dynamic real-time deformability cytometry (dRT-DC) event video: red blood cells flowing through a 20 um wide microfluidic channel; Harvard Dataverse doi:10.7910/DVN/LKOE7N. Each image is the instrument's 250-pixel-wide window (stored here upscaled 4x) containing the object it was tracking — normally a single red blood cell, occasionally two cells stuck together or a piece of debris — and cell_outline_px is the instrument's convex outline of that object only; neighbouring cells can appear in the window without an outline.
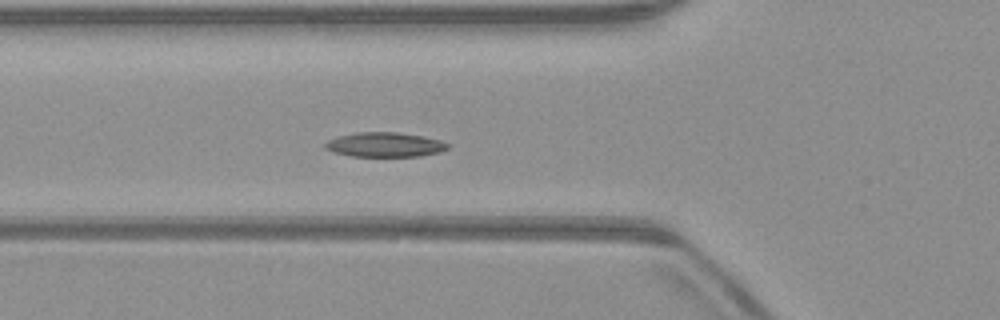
{"species": "common noctule bat (a hibernating species)", "species_latin": "Nyctalus noctula", "temperature_condition": "warm", "stored_images_in_passage": 54, "camera_frame_rate_fps": 3000, "um_per_image_px": 0.085, "animal": {"sex": "male", "body_mass_g": 23.1, "forearm_length_mm": 52.7}, "frame": {"image": 1, "passage_image": 19, "time_ms": 6.0, "image_size_px": [1000, 320], "cell_outline_px": [[448, 148], [440, 152], [420, 156], [348, 156], [332, 152], [324, 148], [324, 144], [328, 140], [336, 136], [356, 132], [396, 132], [424, 136], [440, 140], [448, 144]], "centroid_in_image_um": [32.66, 12.29], "position_along_channel_um": 93.1, "area_um2": 17.69}}
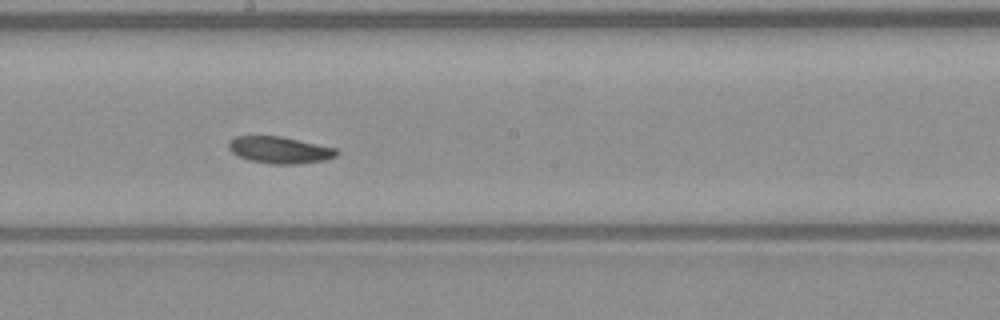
{"frame": {"image": 2, "passage_image": 29, "time_ms": 9.333, "image_size_px": [1000, 320], "cell_outline_px": [[340, 152], [336, 156], [324, 160], [300, 164], [272, 164], [248, 160], [232, 152], [228, 148], [228, 144], [236, 136], [280, 136], [336, 148]], "centroid_in_image_um": [23.8, 12.75], "position_along_channel_um": 224.4, "area_um2": 16.76}}
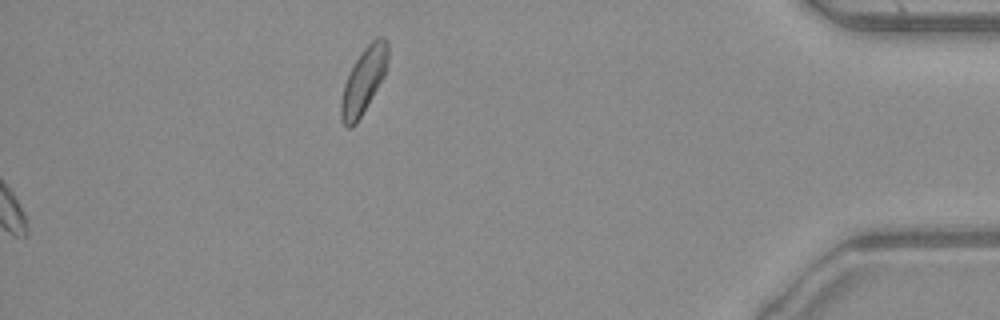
{"frame": {"image": 3, "passage_image": 54, "time_ms": 17.667, "image_size_px": [1000, 320], "cell_outline_px": [[388, 60], [384, 76], [356, 124], [352, 128], [348, 128], [344, 124], [340, 116], [340, 104], [344, 84], [356, 60], [364, 48], [376, 36], [384, 36], [388, 40]], "centroid_in_image_um": [30.92, 6.84], "position_along_channel_um": 404.3, "area_um2": 17.74}, "authors_computed_cell_mechanics": {"area_um2": 17.1955, "velocity_mm_per_s": 3.9276, "shape_relaxation_time_tau1_ms": 3.1237, "shape_relaxation_time_tau2_ms": null, "deformation_change_tau1": 0.0791, "deformation_change_tau2": null}}